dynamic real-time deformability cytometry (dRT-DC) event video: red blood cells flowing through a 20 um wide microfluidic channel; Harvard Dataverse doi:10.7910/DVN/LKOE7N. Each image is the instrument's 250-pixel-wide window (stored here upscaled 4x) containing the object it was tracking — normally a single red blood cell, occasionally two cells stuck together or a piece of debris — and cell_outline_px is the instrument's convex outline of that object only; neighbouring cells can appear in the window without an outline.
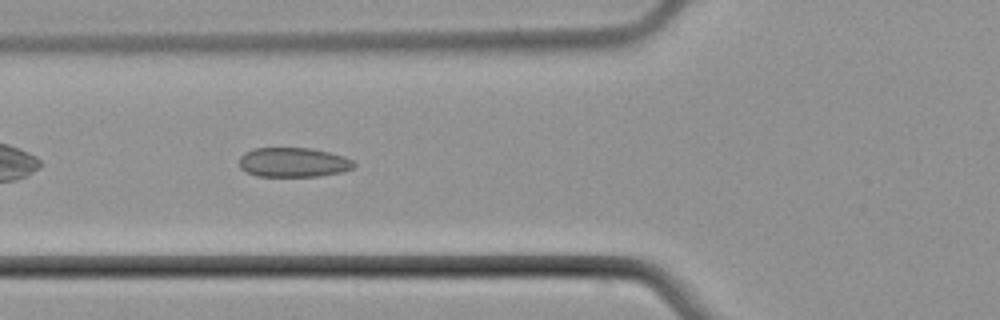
{"species": "common noctule bat (a hibernating species)", "species_latin": "Nyctalus noctula", "temperature_condition": "cold", "stored_images_in_passage": 8, "camera_frame_rate_fps": 3000, "um_per_image_px": 0.085, "animal": {"sex": "male", "body_mass_g": 21.5, "forearm_length_mm": 52.0}, "frame": {"image": 1, "passage_image": 5, "time_ms": 5.667, "image_size_px": [1000, 320], "cell_outline_px": [[356, 164], [352, 168], [344, 172], [320, 176], [256, 176], [240, 168], [240, 156], [244, 152], [256, 148], [312, 148], [344, 156], [352, 160]], "centroid_in_image_um": [24.95, 13.8], "position_along_channel_um": 100.9, "area_um2": 19.77}}
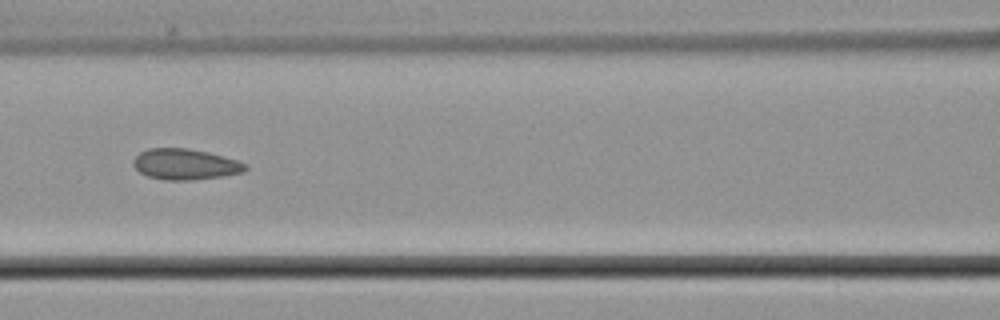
{"frame": {"image": 2, "passage_image": 6, "time_ms": 7.0, "image_size_px": [1000, 320], "cell_outline_px": [[248, 168], [244, 172], [224, 176], [192, 180], [168, 180], [148, 176], [140, 172], [132, 164], [132, 160], [140, 152], [148, 148], [188, 148], [208, 152], [236, 160], [248, 164]], "centroid_in_image_um": [15.76, 13.96], "position_along_channel_um": 150.8, "area_um2": 20.17}}
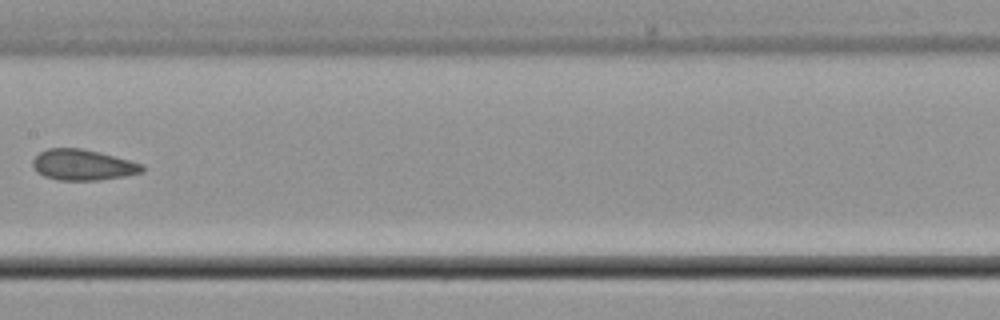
{"frame": {"image": 3, "passage_image": 7, "time_ms": 8.333, "image_size_px": [1000, 320], "cell_outline_px": [[144, 172], [124, 176], [100, 180], [60, 180], [44, 176], [36, 172], [32, 164], [32, 160], [40, 152], [48, 148], [80, 148], [100, 152], [144, 164]], "centroid_in_image_um": [7.05, 14.01], "position_along_channel_um": 200.4, "area_um2": 19.71}}